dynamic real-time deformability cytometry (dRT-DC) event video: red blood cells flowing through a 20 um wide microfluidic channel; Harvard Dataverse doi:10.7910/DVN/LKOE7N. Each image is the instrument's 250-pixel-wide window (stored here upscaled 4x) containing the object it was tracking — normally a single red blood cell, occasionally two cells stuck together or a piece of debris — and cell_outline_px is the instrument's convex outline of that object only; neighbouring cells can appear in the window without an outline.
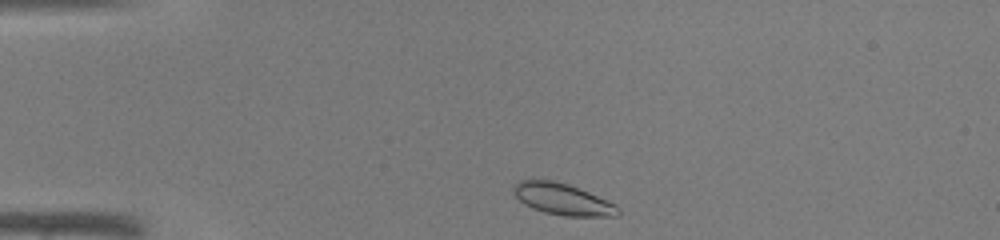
{"species": "common noctule bat (a hibernating species)", "species_latin": "Nyctalus noctula", "temperature_condition": "warm", "stored_images_in_passage": 36, "camera_frame_rate_fps": 3000, "um_per_image_px": 0.085, "animal": {"sex": "male", "body_mass_g": 19.0, "forearm_length_mm": 50.8}, "frame": {"image": 1, "passage_image": 1, "time_ms": 0.0, "image_size_px": [1000, 240], "cell_outline_px": [[620, 212], [616, 216], [564, 216], [544, 212], [532, 208], [524, 204], [512, 192], [512, 188], [520, 180], [556, 180], [568, 184], [588, 192], [616, 204], [620, 208]], "centroid_in_image_um": [47.82, 16.93], "position_along_channel_um": 37.2, "area_um2": 19.13}}
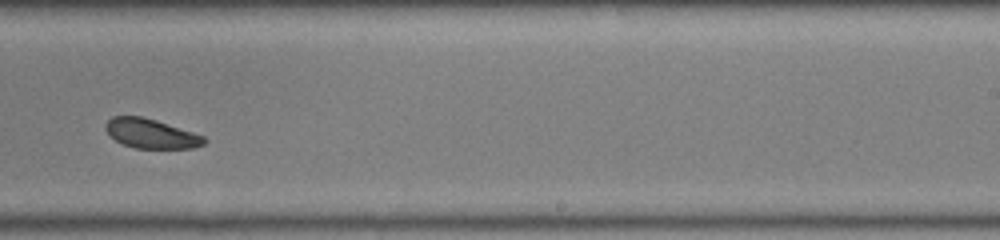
{"frame": {"image": 2, "passage_image": 20, "time_ms": 6.333, "image_size_px": [1000, 240], "cell_outline_px": [[208, 140], [204, 144], [192, 148], [136, 148], [124, 144], [116, 140], [104, 128], [104, 124], [112, 116], [140, 116], [156, 120], [204, 136]], "centroid_in_image_um": [12.84, 11.35], "position_along_channel_um": 276.2, "area_um2": 16.7}}
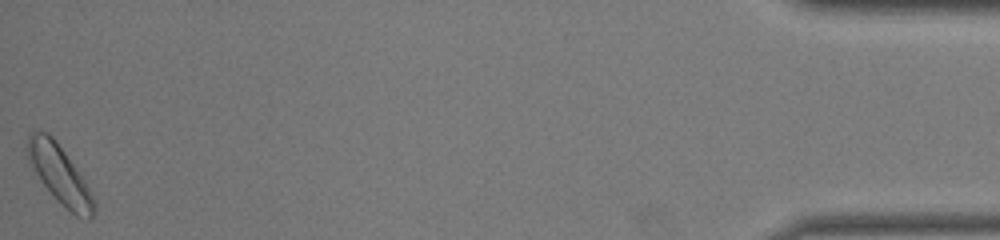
{"frame": {"image": 3, "passage_image": 36, "time_ms": 11.667, "image_size_px": [1000, 240], "cell_outline_px": [[96, 208], [92, 216], [76, 216], [56, 200], [40, 180], [28, 164], [24, 152], [24, 148], [28, 132], [48, 132], [52, 136], [64, 152], [84, 180], [96, 200]], "centroid_in_image_um": [4.99, 14.79], "position_along_channel_um": 430.2, "area_um2": 22.66}}